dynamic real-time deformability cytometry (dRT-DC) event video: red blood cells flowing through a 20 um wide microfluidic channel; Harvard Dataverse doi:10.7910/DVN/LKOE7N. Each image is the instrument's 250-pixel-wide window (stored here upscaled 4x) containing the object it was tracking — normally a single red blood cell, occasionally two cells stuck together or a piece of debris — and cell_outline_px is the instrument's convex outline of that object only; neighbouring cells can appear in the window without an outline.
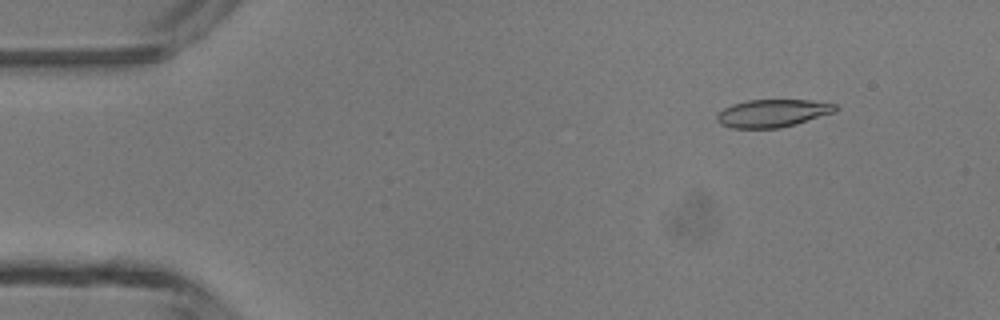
{"species": "common noctule bat (a hibernating species)", "species_latin": "Nyctalus noctula", "temperature_condition": "room temperature", "stored_images_in_passage": 47, "camera_frame_rate_fps": 3000, "um_per_image_px": 0.085, "animal": {"sex": "male", "body_mass_g": 13.3}, "frame": {"image": 1, "passage_image": 6, "time_ms": 1.667, "image_size_px": [1000, 320], "cell_outline_px": [[836, 112], [796, 124], [780, 128], [732, 128], [720, 124], [716, 120], [716, 116], [724, 108], [732, 104], [748, 100], [808, 100], [836, 104]], "centroid_in_image_um": [65.66, 9.63], "position_along_channel_um": 19.3, "area_um2": 19.13}}
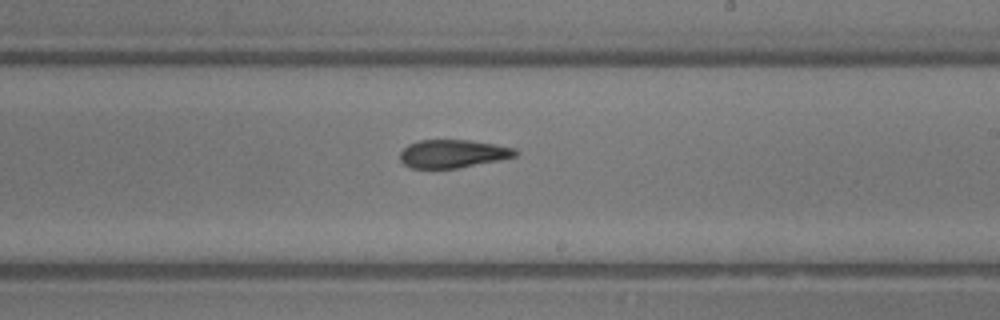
{"frame": {"image": 2, "passage_image": 28, "time_ms": 9.0, "image_size_px": [1000, 320], "cell_outline_px": [[520, 152], [516, 156], [500, 160], [460, 168], [412, 168], [404, 164], [400, 160], [400, 152], [408, 144], [420, 140], [472, 140], [496, 144], [516, 148]], "centroid_in_image_um": [38.54, 13.06], "position_along_channel_um": 250.5, "area_um2": 19.13}}
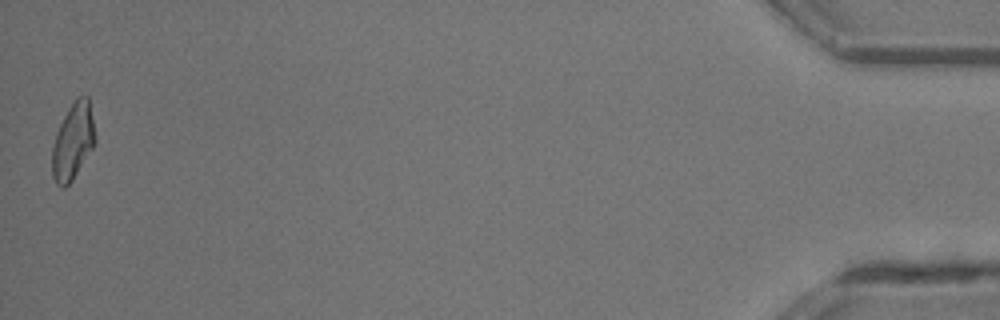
{"frame": {"image": 3, "passage_image": 47, "time_ms": 15.333, "image_size_px": [1000, 320], "cell_outline_px": [[96, 140], [92, 148], [72, 180], [64, 188], [60, 188], [56, 184], [52, 176], [52, 148], [56, 132], [68, 108], [76, 96], [88, 96]], "centroid_in_image_um": [6.18, 12.02], "position_along_channel_um": 429.0, "area_um2": 19.02}, "authors_computed_cell_mechanics": {"area_um2": 19.7098, "velocity_mm_per_s": 4.3919, "shape_relaxation_time_tau1_ms": 4.9238, "shape_relaxation_time_tau2_ms": 4.0072, "deformation_change_tau1": 0.1717, "deformation_change_tau2": 0.1133}}